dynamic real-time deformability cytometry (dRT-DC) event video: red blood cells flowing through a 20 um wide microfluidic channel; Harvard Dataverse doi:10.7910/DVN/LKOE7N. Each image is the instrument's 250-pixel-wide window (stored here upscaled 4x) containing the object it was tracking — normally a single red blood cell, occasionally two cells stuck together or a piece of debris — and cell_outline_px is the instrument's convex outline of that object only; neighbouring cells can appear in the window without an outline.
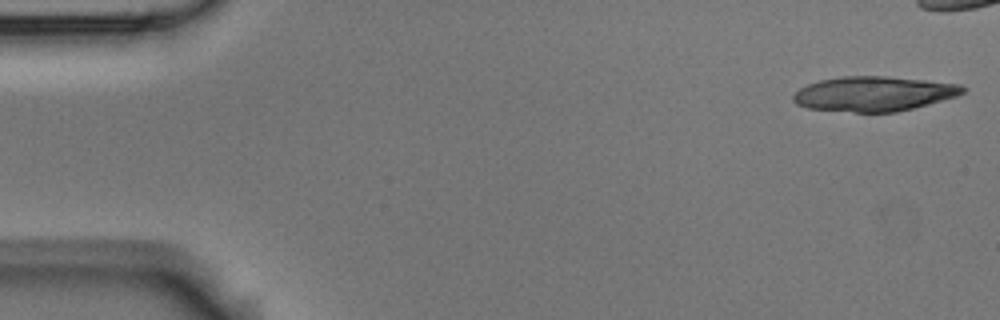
{"species": "Egyptian fruit bat (a non-hibernating species)", "species_latin": "Rousettus aegyptiacus", "temperature_condition": "room temperature", "stored_images_in_passage": 7, "camera_frame_rate_fps": 3000, "um_per_image_px": 0.085, "animal": {"sex": "male"}, "frame": {"image": 1, "passage_image": 1, "time_ms": 0.0, "image_size_px": [1000, 320], "cell_outline_px": [[968, 88], [964, 92], [956, 96], [928, 104], [896, 112], [856, 112], [808, 108], [796, 104], [792, 100], [792, 96], [800, 88], [808, 84], [820, 80], [840, 76], [888, 76], [960, 84]], "centroid_in_image_um": [74.27, 7.96], "position_along_channel_um": 10.7, "area_um2": 34.28}}
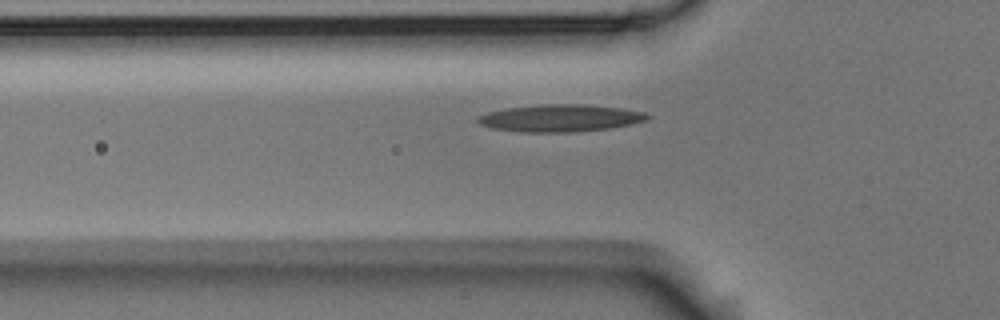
{"frame": {"image": 2, "passage_image": 7, "time_ms": 2.0, "image_size_px": [1000, 320], "cell_outline_px": [[652, 116], [648, 120], [632, 124], [608, 128], [576, 132], [520, 132], [492, 128], [480, 124], [476, 120], [476, 116], [488, 112], [508, 108], [540, 104], [584, 104], [620, 108], [644, 112]], "centroid_in_image_um": [47.62, 10.04], "position_along_channel_um": 78.2, "area_um2": 26.99}}